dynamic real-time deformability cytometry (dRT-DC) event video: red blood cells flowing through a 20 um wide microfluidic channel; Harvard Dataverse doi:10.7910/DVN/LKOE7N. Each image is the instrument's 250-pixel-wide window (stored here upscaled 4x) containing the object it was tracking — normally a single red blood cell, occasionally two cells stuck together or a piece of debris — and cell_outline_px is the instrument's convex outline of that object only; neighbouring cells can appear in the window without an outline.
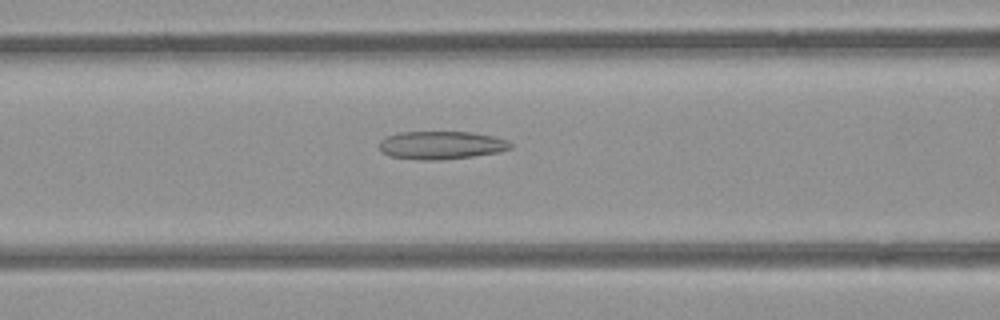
{"species": "common noctule bat (a hibernating species)", "species_latin": "Nyctalus noctula", "temperature_condition": "room temperature", "stored_images_in_passage": 41, "camera_frame_rate_fps": 3000, "um_per_image_px": 0.085, "animal": {"sex": "female", "body_mass_g": 21.9}, "frame": {"image": 1, "passage_image": 12, "time_ms": 3.667, "image_size_px": [1000, 320], "cell_outline_px": [[512, 148], [500, 152], [472, 156], [440, 160], [420, 160], [392, 156], [380, 152], [380, 140], [388, 136], [400, 132], [468, 132], [492, 136], [508, 140], [512, 144]], "centroid_in_image_um": [37.52, 12.34], "position_along_channel_um": 129.1, "area_um2": 21.39}}
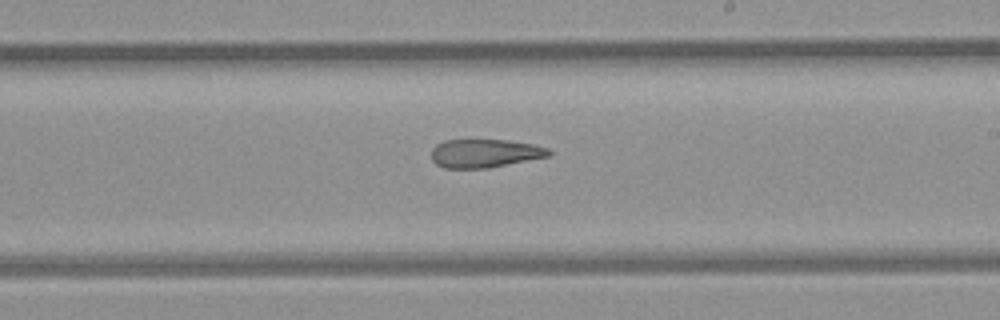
{"frame": {"image": 2, "passage_image": 21, "time_ms": 6.667, "image_size_px": [1000, 320], "cell_outline_px": [[552, 152], [548, 156], [488, 168], [444, 168], [436, 164], [432, 160], [432, 148], [436, 144], [444, 140], [508, 140], [532, 144], [548, 148]], "centroid_in_image_um": [41.18, 13.03], "position_along_channel_um": 247.8, "area_um2": 19.36}}
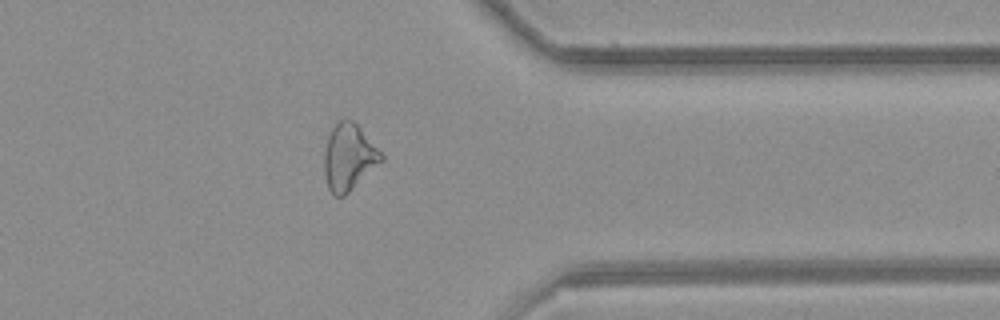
{"frame": {"image": 3, "passage_image": 32, "time_ms": 10.333, "image_size_px": [1000, 320], "cell_outline_px": [[384, 160], [344, 196], [332, 196], [328, 188], [324, 176], [324, 152], [328, 136], [332, 128], [340, 120], [352, 120], [360, 128], [384, 156]], "centroid_in_image_um": [29.63, 13.39], "position_along_channel_um": 381.8, "area_um2": 21.91}, "authors_computed_cell_mechanics": {"area_um2": 21.5016, "velocity_mm_per_s": 3.9548, "shape_relaxation_time_tau1_ms": null, "shape_relaxation_time_tau2_ms": 4.9506, "deformation_change_tau1": null, "deformation_change_tau2": 0.1597}}